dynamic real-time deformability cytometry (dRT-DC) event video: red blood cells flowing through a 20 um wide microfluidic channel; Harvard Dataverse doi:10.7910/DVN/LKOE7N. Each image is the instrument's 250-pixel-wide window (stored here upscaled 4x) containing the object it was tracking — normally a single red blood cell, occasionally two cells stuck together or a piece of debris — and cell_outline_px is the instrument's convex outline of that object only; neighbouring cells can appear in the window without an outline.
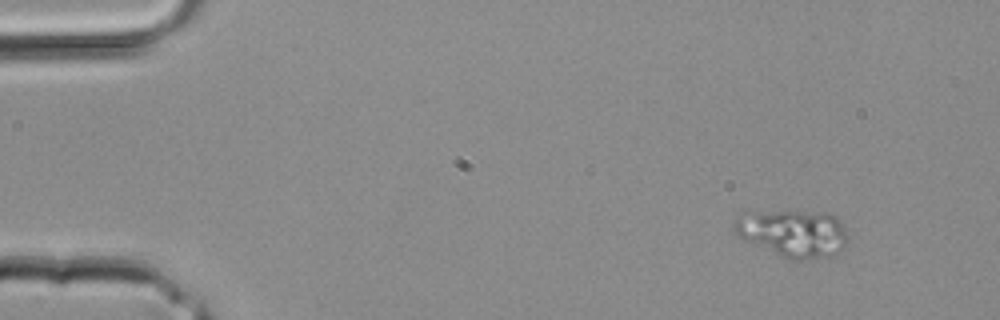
{"species": "common noctule bat (a hibernating species)", "species_latin": "Nyctalus noctula", "temperature_condition": "room temperature", "stored_images_in_passage": 3, "camera_frame_rate_fps": 3000, "um_per_image_px": 0.085, "animal": {"sex": "male", "body_mass_g": 20.4}, "frame": {"image": 1, "passage_image": 1, "time_ms": 0.0, "image_size_px": [1000, 320], "cell_outline_px": [[844, 244], [832, 256], [800, 260], [792, 260], [744, 240], [732, 228], [732, 220], [740, 212], [824, 212], [836, 216], [840, 220], [844, 232]], "centroid_in_image_um": [67.33, 19.81], "position_along_channel_um": 17.7, "area_um2": 30.81}}
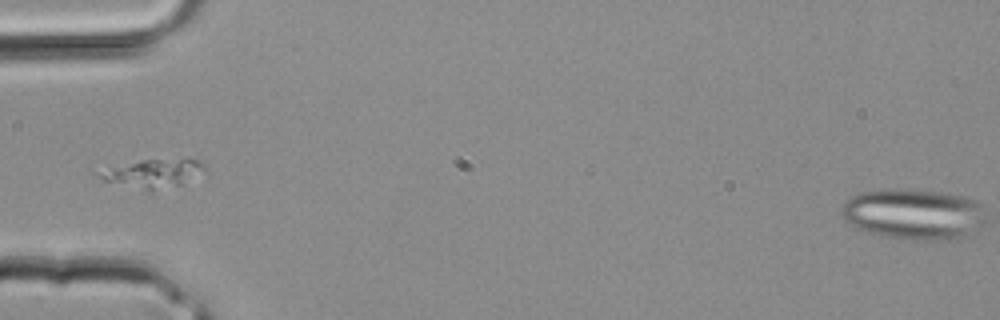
{"frame": {"image": 2, "passage_image": 3, "time_ms": 0.667, "image_size_px": [1000, 320], "cell_outline_px": [[200, 164], [184, 184], [152, 192], [148, 192], [104, 180], [100, 176], [112, 168], [144, 160], [188, 156], [196, 160]], "centroid_in_image_um": [13.04, 14.75], "position_along_channel_um": 72.0, "area_um2": 16.53}}